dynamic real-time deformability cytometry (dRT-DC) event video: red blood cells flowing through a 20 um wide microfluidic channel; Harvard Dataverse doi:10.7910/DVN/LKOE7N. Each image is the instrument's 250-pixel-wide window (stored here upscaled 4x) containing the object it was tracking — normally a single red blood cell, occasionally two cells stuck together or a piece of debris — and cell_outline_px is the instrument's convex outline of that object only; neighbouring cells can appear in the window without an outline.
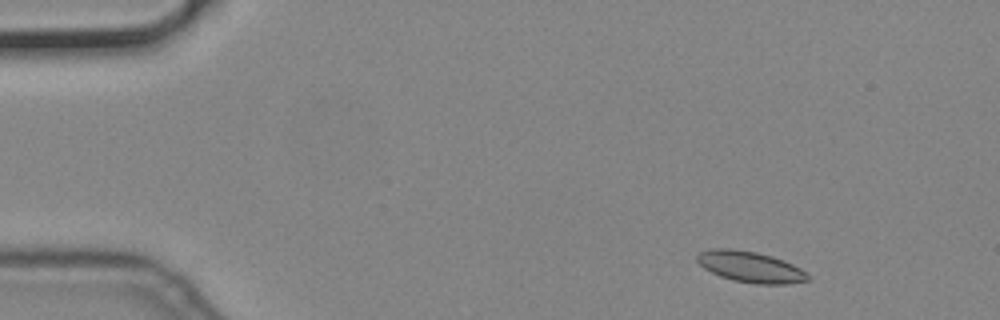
{"species": "common noctule bat (a hibernating species)", "species_latin": "Nyctalus noctula", "temperature_condition": "cold", "stored_images_in_passage": 16, "camera_frame_rate_fps": 3000, "um_per_image_px": 0.085, "animal": {"sex": "male", "body_mass_g": 19.2, "forearm_length_mm": 51.8}, "frame": {"image": 1, "passage_image": 4, "time_ms": 1.0, "image_size_px": [1000, 320], "cell_outline_px": [[812, 280], [788, 284], [756, 284], [732, 280], [720, 276], [704, 268], [696, 260], [696, 256], [700, 252], [712, 248], [732, 248], [756, 252], [772, 256], [784, 260], [800, 268], [812, 276]], "centroid_in_image_um": [63.82, 22.69], "position_along_channel_um": 21.2, "area_um2": 20.23}}
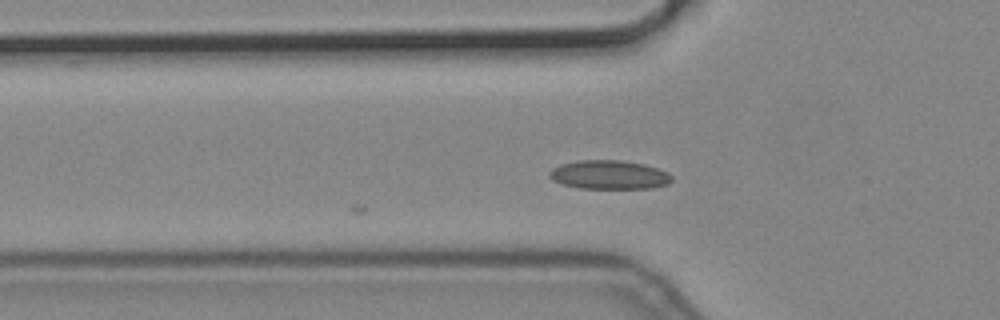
{"frame": {"image": 2, "passage_image": 16, "time_ms": 5.0, "image_size_px": [1000, 320], "cell_outline_px": [[672, 180], [668, 184], [652, 188], [580, 188], [564, 184], [552, 180], [548, 176], [548, 172], [552, 168], [560, 164], [580, 160], [620, 160], [644, 164], [668, 172], [672, 176]], "centroid_in_image_um": [51.77, 14.85], "position_along_channel_um": 74.0, "area_um2": 20.58}}